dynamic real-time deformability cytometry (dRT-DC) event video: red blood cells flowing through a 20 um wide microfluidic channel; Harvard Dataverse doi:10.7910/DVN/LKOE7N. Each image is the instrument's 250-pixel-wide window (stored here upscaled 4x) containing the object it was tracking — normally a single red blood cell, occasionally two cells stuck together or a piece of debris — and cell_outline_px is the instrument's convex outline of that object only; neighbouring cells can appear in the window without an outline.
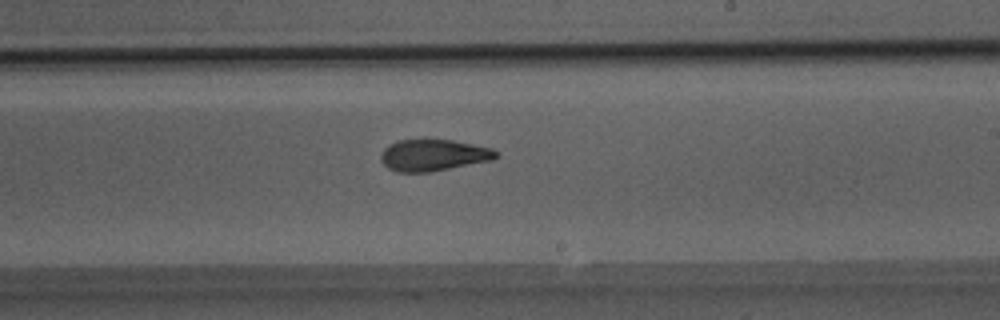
{"species": "Egyptian fruit bat (a non-hibernating species)", "species_latin": "Rousettus aegyptiacus", "temperature_condition": "room temperature", "stored_images_in_passage": 45, "camera_frame_rate_fps": 3000, "um_per_image_px": 0.085, "animal": {"sex": "male"}, "frame": {"image": 1, "passage_image": 25, "time_ms": 8.0, "image_size_px": [1000, 320], "cell_outline_px": [[500, 156], [492, 160], [428, 172], [396, 172], [388, 168], [380, 160], [380, 152], [388, 144], [396, 140], [424, 136], [452, 140], [492, 148], [500, 152]], "centroid_in_image_um": [36.8, 13.13], "position_along_channel_um": 252.2, "area_um2": 22.08}}
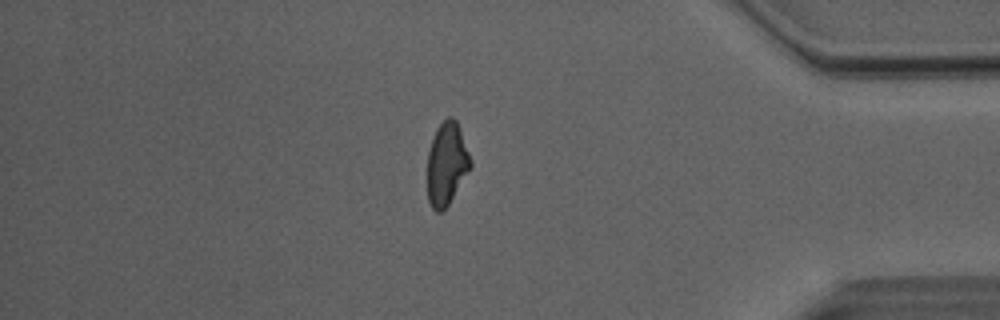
{"frame": {"image": 2, "passage_image": 38, "time_ms": 12.333, "image_size_px": [1000, 320], "cell_outline_px": [[472, 168], [448, 204], [440, 212], [436, 212], [432, 208], [428, 200], [428, 152], [432, 136], [436, 128], [448, 116], [452, 116], [456, 120], [472, 160]], "centroid_in_image_um": [37.98, 13.91], "position_along_channel_um": 397.2, "area_um2": 20.87}}
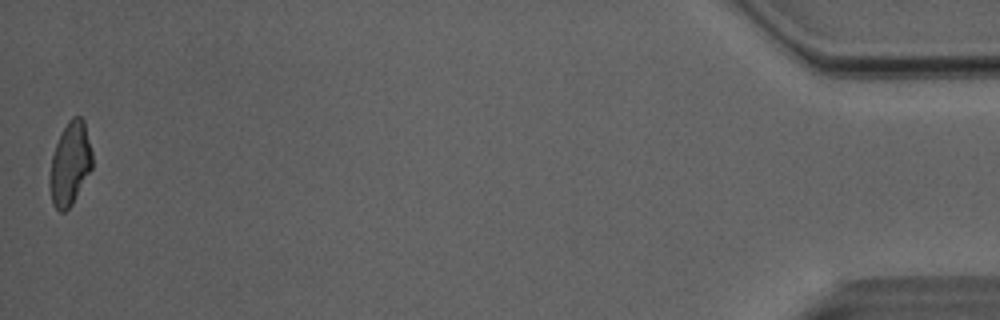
{"frame": {"image": 3, "passage_image": 45, "time_ms": 14.667, "image_size_px": [1000, 320], "cell_outline_px": [[92, 168], [72, 204], [64, 212], [60, 212], [52, 204], [48, 180], [52, 156], [56, 144], [68, 120], [72, 116], [80, 116], [84, 120], [92, 152]], "centroid_in_image_um": [5.94, 13.93], "position_along_channel_um": 429.3, "area_um2": 20.58}, "authors_computed_cell_mechanics": {"area_um2": 21.5594, "velocity_mm_per_s": 4.0816, "shape_relaxation_time_tau1_ms": 8.1756, "shape_relaxation_time_tau2_ms": 3.5316, "deformation_change_tau1": 0.2209, "deformation_change_tau2": 0.0877}}